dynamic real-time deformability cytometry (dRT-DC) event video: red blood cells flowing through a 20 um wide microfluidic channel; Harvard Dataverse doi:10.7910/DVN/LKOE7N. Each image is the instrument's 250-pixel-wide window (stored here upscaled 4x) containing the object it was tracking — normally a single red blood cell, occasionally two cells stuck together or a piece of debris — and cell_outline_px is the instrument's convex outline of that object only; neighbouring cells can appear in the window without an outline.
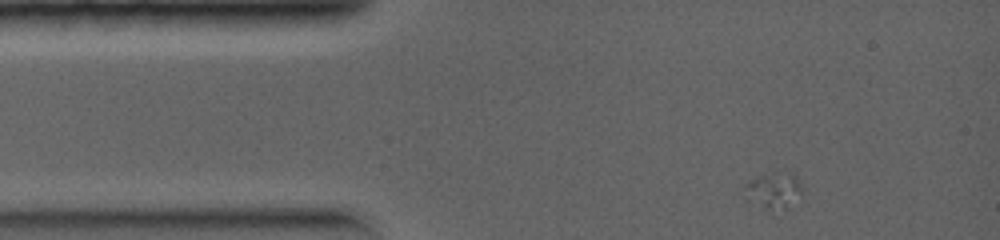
{"species": "common noctule bat (a hibernating species)", "species_latin": "Nyctalus noctula", "temperature_condition": "warm", "stored_images_in_passage": 5, "camera_frame_rate_fps": 5000, "um_per_image_px": 0.085, "animal": {"sex": "female", "body_mass_g": 19.0, "forearm_length_mm": 56.7}, "frame": {"image": 1, "passage_image": 1, "time_ms": 0.0, "image_size_px": [1000, 240], "cell_outline_px": [[800, 188], [784, 208], [764, 208], [748, 200], [748, 184], [752, 180], [760, 176], [792, 172], [796, 176], [800, 184]], "centroid_in_image_um": [65.74, 16.15], "position_along_channel_um": 19.3, "area_um2": 10.52}}